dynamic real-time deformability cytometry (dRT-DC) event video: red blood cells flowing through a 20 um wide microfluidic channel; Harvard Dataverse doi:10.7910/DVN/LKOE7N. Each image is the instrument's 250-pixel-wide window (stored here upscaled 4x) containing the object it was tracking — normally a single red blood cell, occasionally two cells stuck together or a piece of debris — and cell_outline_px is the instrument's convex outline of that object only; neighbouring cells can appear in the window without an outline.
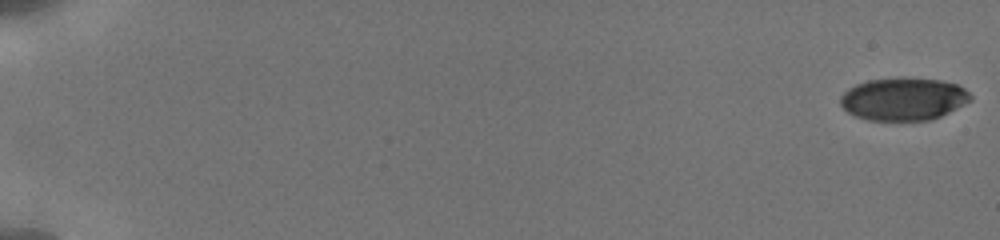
{"species": "human", "species_latin": "Homo sapiens", "temperature_condition": "cold", "stored_images_in_passage": 22, "camera_frame_rate_fps": 3000, "um_per_image_px": 0.085, "donor": {"sex": "male"}, "frame": {"image": 1, "passage_image": 1, "time_ms": 0.0, "image_size_px": [1000, 240], "cell_outline_px": [[972, 100], [932, 120], [868, 120], [856, 116], [848, 112], [840, 104], [840, 96], [848, 88], [856, 84], [868, 80], [900, 76], [904, 76], [940, 80], [956, 84], [964, 88], [972, 96]], "centroid_in_image_um": [76.78, 8.39], "position_along_channel_um": 8.2, "area_um2": 32.66}}
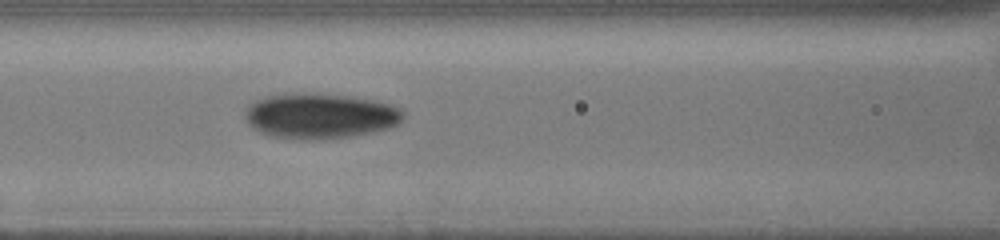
{"frame": {"image": 2, "passage_image": 19, "time_ms": 8.667, "image_size_px": [1000, 240], "cell_outline_px": [[404, 116], [396, 124], [388, 128], [372, 132], [324, 140], [296, 140], [268, 136], [256, 132], [248, 124], [244, 116], [244, 112], [256, 100], [264, 96], [296, 92], [348, 96], [372, 100], [392, 104], [404, 108]], "centroid_in_image_um": [27.16, 9.87], "position_along_channel_um": 139.4, "area_um2": 42.31}}
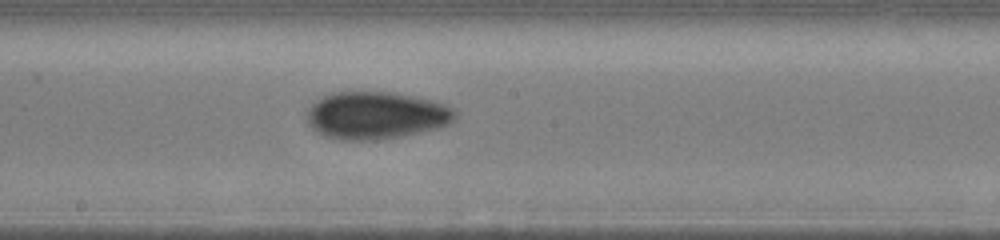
{"frame": {"image": 3, "passage_image": 22, "time_ms": 10.667, "image_size_px": [1000, 240], "cell_outline_px": [[456, 116], [448, 124], [436, 128], [420, 132], [376, 140], [340, 140], [324, 136], [316, 132], [308, 124], [308, 108], [316, 100], [332, 92], [396, 92], [432, 100], [456, 108]], "centroid_in_image_um": [31.95, 9.8], "position_along_channel_um": 216.2, "area_um2": 40.98}}